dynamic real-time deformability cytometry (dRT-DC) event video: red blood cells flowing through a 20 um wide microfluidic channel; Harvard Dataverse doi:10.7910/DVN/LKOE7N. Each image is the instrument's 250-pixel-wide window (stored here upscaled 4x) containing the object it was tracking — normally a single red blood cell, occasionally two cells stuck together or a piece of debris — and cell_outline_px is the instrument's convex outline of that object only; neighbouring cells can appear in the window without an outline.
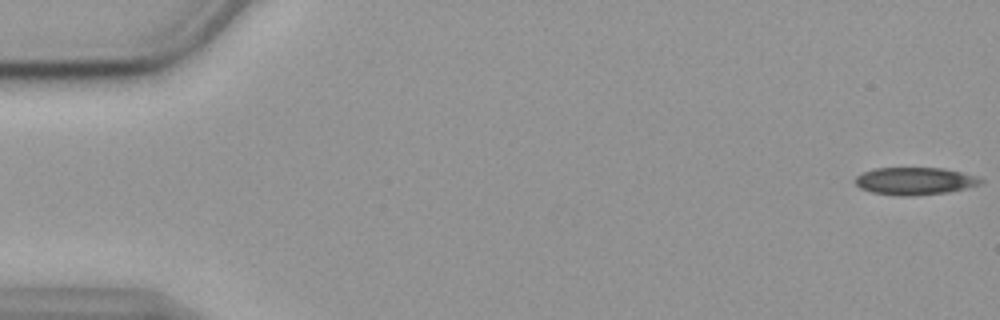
{"species": "common noctule bat (a hibernating species)", "species_latin": "Nyctalus noctula", "temperature_condition": "cold", "stored_images_in_passage": 13, "camera_frame_rate_fps": 3000, "um_per_image_px": 0.085, "animal": {"sex": "female", "body_mass_g": 19.9}, "frame": {"image": 1, "passage_image": 1, "time_ms": 0.0, "image_size_px": [1000, 320], "cell_outline_px": [[984, 180], [980, 184], [948, 192], [912, 196], [900, 196], [872, 192], [860, 188], [856, 184], [856, 176], [864, 172], [876, 168], [944, 168], [976, 176]], "centroid_in_image_um": [77.75, 15.39], "position_along_channel_um": 7.2, "area_um2": 19.88}}